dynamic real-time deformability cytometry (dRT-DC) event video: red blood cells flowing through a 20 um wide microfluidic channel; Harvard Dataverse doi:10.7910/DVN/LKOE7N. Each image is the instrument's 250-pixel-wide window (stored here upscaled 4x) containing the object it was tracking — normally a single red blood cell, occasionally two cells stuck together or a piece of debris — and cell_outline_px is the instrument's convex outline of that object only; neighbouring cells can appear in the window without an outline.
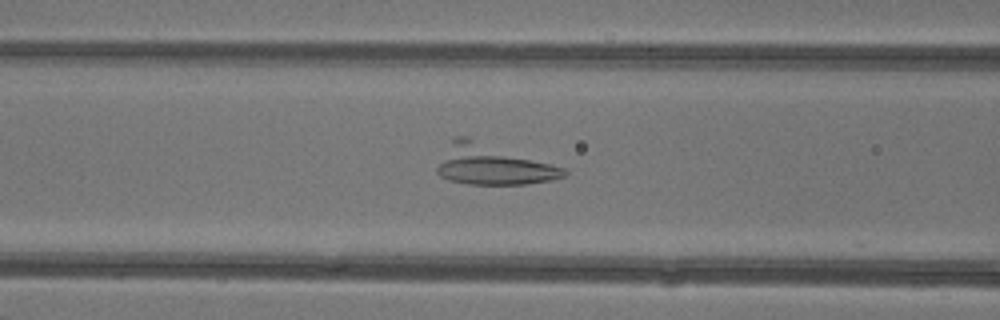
{"species": "common noctule bat (a hibernating species)", "species_latin": "Nyctalus noctula", "temperature_condition": "warm", "stored_images_in_passage": 35, "camera_frame_rate_fps": 3000, "um_per_image_px": 0.085, "animal": {"sex": "female"}, "frame": {"image": 1, "passage_image": 16, "time_ms": 5.0, "image_size_px": [1000, 320], "cell_outline_px": [[568, 172], [564, 176], [552, 180], [524, 184], [468, 184], [448, 180], [440, 176], [436, 172], [436, 168], [452, 136], [472, 136], [564, 168]], "centroid_in_image_um": [41.84, 13.96], "position_along_channel_um": 124.8, "area_um2": 30.17}}
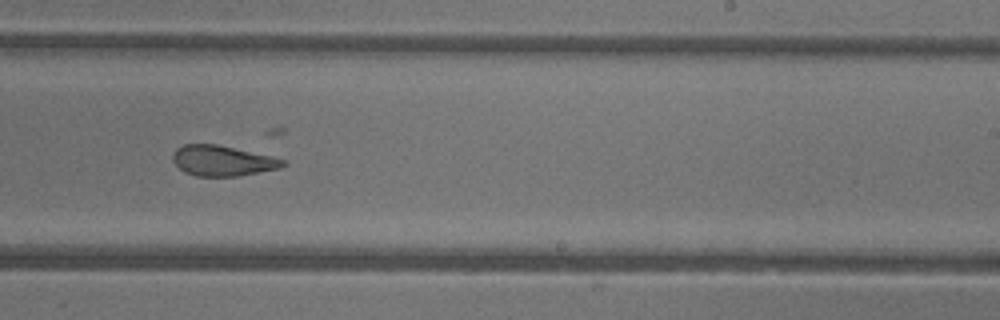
{"frame": {"image": 2, "passage_image": 26, "time_ms": 8.333, "image_size_px": [1000, 320], "cell_outline_px": [[288, 164], [280, 168], [236, 176], [196, 176], [184, 172], [172, 160], [172, 156], [176, 148], [184, 144], [216, 144], [272, 156], [284, 160]], "centroid_in_image_um": [18.9, 13.66], "position_along_channel_um": 270.1, "area_um2": 19.42}}
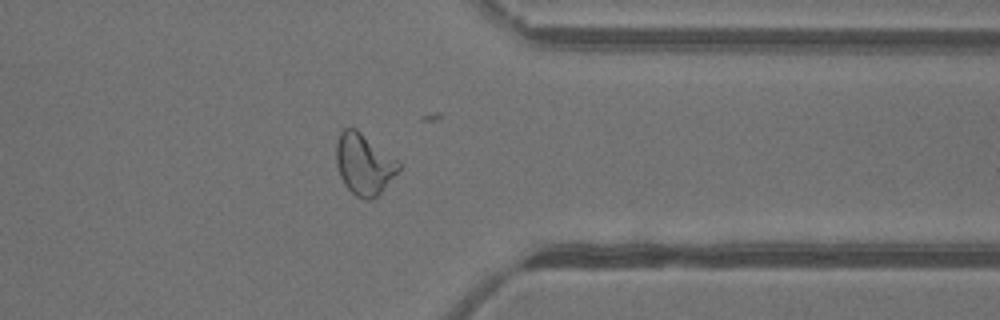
{"frame": {"image": 3, "passage_image": 34, "time_ms": 11.0, "image_size_px": [1000, 320], "cell_outline_px": [[400, 168], [384, 188], [376, 196], [368, 200], [364, 200], [356, 196], [344, 184], [340, 176], [336, 164], [336, 140], [340, 132], [344, 128], [356, 128], [400, 160]], "centroid_in_image_um": [30.93, 13.92], "position_along_channel_um": 380.5, "area_um2": 22.37}}